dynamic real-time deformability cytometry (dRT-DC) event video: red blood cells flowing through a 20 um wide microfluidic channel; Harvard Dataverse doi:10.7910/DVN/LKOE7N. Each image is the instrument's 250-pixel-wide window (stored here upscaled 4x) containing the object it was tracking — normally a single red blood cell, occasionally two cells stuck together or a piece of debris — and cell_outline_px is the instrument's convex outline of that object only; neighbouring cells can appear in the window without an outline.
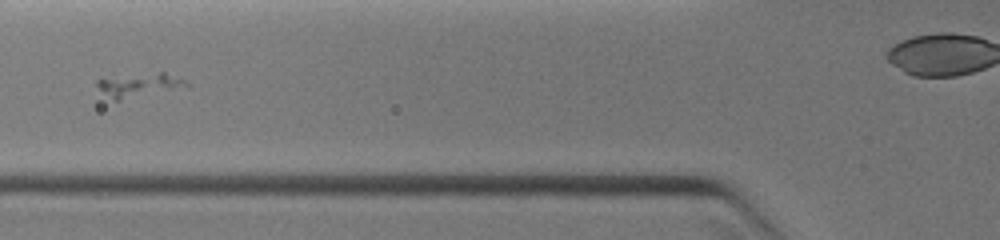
{"species": "common noctule bat (a hibernating species)", "species_latin": "Nyctalus noctula", "temperature_condition": "warm", "stored_images_in_passage": 18, "segment_of_instrument_passage": [1, 2], "camera_frame_rate_fps": 3000, "um_per_image_px": 0.085, "animal": {"sex": "female", "body_mass_g": 19.0, "forearm_length_mm": 51.5}, "frame": {"image": 1, "passage_image": 8, "time_ms": 2.333, "image_size_px": [1000, 240], "cell_outline_px": [[188, 88], [116, 100], [100, 88], [96, 84], [96, 80], [160, 72], [164, 72], [184, 80], [188, 84]], "centroid_in_image_um": [11.98, 7.23], "position_along_channel_um": 113.8, "area_um2": 11.68}}
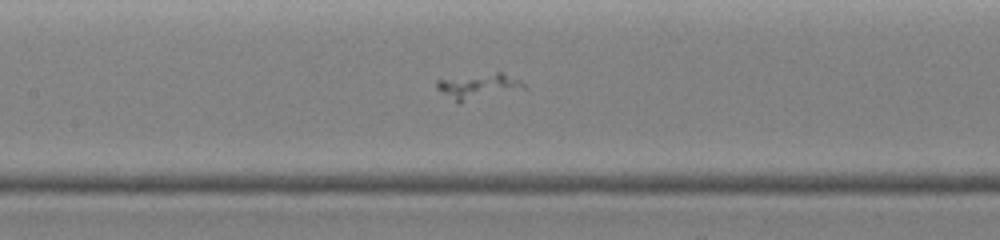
{"frame": {"image": 2, "passage_image": 12, "time_ms": 3.333, "image_size_px": [1000, 240], "cell_outline_px": [[528, 88], [460, 104], [436, 88], [436, 80], [496, 72], [504, 72], [520, 80]], "centroid_in_image_um": [40.72, 7.35], "position_along_channel_um": 166.7, "area_um2": 13.06}}
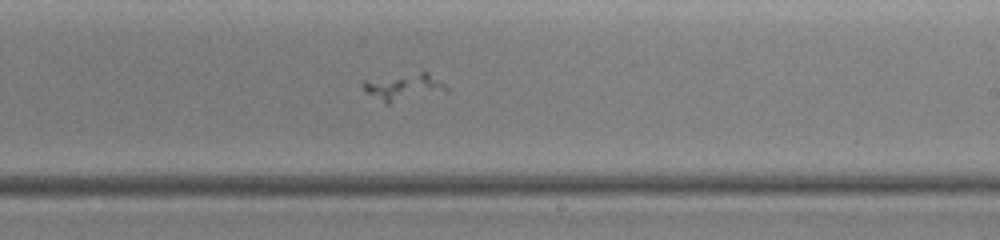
{"frame": {"image": 3, "passage_image": 17, "time_ms": 5.0, "image_size_px": [1000, 240], "cell_outline_px": [[448, 92], [388, 104], [384, 104], [364, 92], [360, 84], [364, 80], [420, 72], [428, 72], [440, 80], [448, 88]], "centroid_in_image_um": [34.3, 7.42], "position_along_channel_um": 254.7, "area_um2": 13.47}}